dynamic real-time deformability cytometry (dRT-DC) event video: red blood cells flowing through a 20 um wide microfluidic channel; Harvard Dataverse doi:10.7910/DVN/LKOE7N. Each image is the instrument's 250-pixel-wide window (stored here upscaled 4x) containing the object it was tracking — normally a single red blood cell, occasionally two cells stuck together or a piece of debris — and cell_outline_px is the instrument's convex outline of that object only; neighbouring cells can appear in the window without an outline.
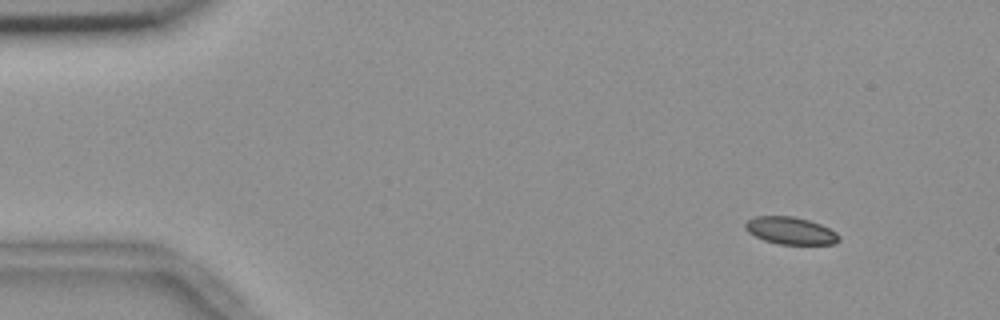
{"species": "common noctule bat (a hibernating species)", "species_latin": "Nyctalus noctula", "temperature_condition": "room temperature", "stored_images_in_passage": 51, "camera_frame_rate_fps": 3000, "um_per_image_px": 0.085, "animal": {"sex": "female", "body_mass_g": 18.4}, "frame": {"image": 1, "passage_image": 1, "time_ms": 0.0, "image_size_px": [1000, 320], "cell_outline_px": [[840, 240], [832, 244], [776, 244], [764, 240], [748, 232], [744, 228], [744, 224], [748, 220], [756, 216], [792, 216], [808, 220], [820, 224], [836, 232], [840, 236]], "centroid_in_image_um": [67.18, 19.61], "position_along_channel_um": 17.8, "area_um2": 14.85}}
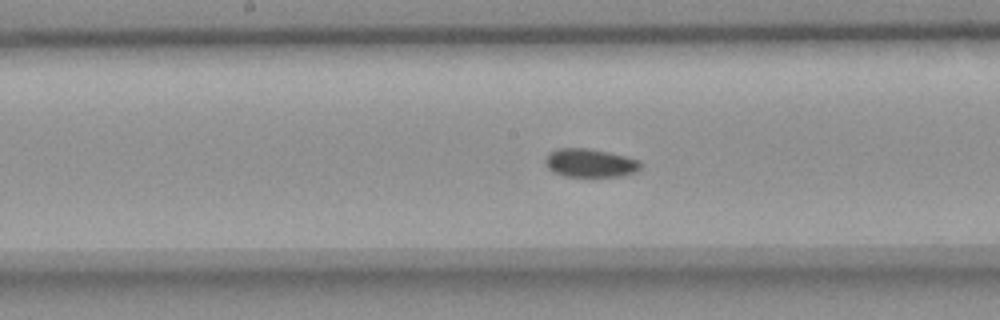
{"frame": {"image": 2, "passage_image": 24, "time_ms": 7.667, "image_size_px": [1000, 320], "cell_outline_px": [[640, 168], [636, 172], [620, 176], [564, 176], [552, 172], [544, 164], [544, 160], [552, 152], [560, 148], [588, 148], [624, 156], [640, 160]], "centroid_in_image_um": [50.14, 13.86], "position_along_channel_um": 198.1, "area_um2": 15.61}}
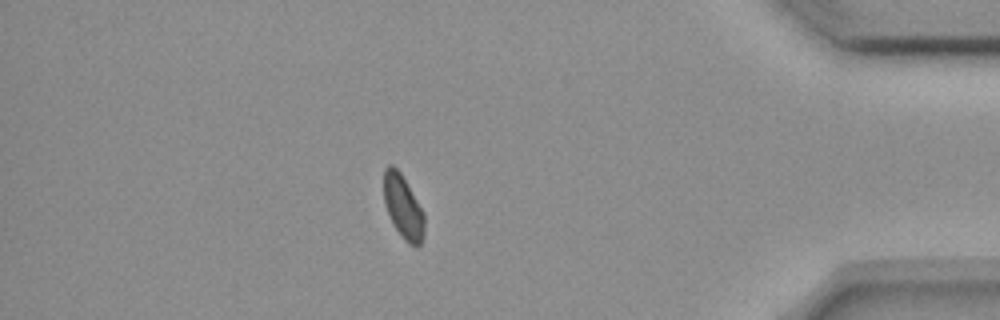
{"frame": {"image": 3, "passage_image": 44, "time_ms": 14.333, "image_size_px": [1000, 320], "cell_outline_px": [[424, 236], [420, 244], [416, 248], [408, 244], [404, 240], [392, 224], [384, 200], [384, 168], [388, 164], [392, 164], [400, 172], [424, 212]], "centroid_in_image_um": [34.27, 17.61], "position_along_channel_um": 400.9, "area_um2": 15.09}, "authors_computed_cell_mechanics": {"area_um2": 15.7794, "velocity_mm_per_s": 3.6396, "shape_relaxation_time_tau1_ms": 2.2262, "shape_relaxation_time_tau2_ms": 2.2349, "deformation_change_tau1": 0.0617, "deformation_change_tau2": 0.0532}}